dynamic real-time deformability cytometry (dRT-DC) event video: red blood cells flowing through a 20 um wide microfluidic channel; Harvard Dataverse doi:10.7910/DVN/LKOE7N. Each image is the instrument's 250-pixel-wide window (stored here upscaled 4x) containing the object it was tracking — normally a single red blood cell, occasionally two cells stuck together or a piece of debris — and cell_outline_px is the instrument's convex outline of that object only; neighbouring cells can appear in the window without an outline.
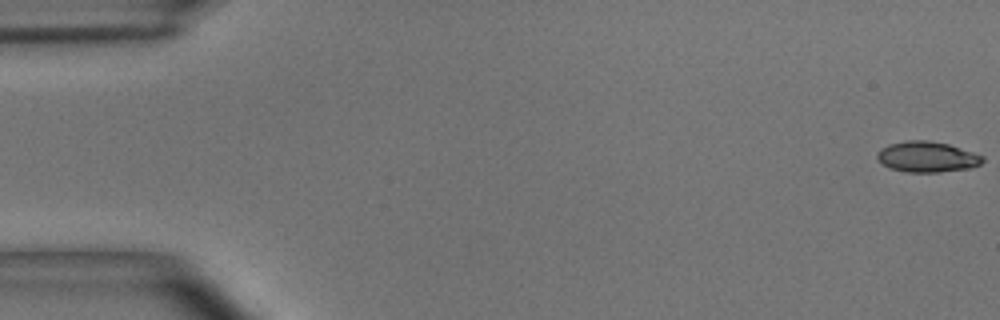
{"species": "common noctule bat (a hibernating species)", "species_latin": "Nyctalus noctula", "temperature_condition": "room temperature", "stored_images_in_passage": 55, "camera_frame_rate_fps": 3000, "um_per_image_px": 0.085, "animal": {"sex": "male", "body_mass_g": 15.6}, "frame": {"image": 1, "passage_image": 1, "time_ms": 0.0, "image_size_px": [1000, 320], "cell_outline_px": [[984, 160], [980, 164], [972, 168], [940, 172], [904, 172], [888, 168], [876, 156], [876, 152], [880, 148], [888, 144], [908, 140], [928, 140], [948, 144], [984, 156]], "centroid_in_image_um": [78.78, 13.33], "position_along_channel_um": 6.2, "area_um2": 18.96}}
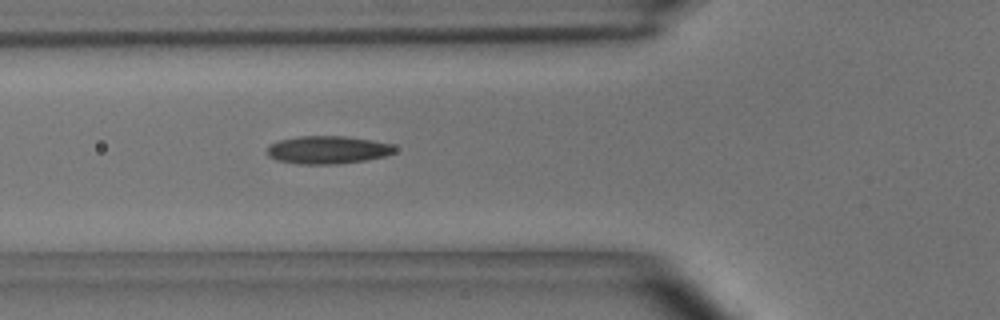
{"frame": {"image": 2, "passage_image": 20, "time_ms": 6.333, "image_size_px": [1000, 320], "cell_outline_px": [[396, 152], [384, 156], [364, 160], [336, 164], [300, 164], [276, 160], [268, 156], [264, 152], [272, 144], [280, 140], [300, 136], [344, 136], [372, 140], [392, 144], [396, 148]], "centroid_in_image_um": [27.85, 12.74], "position_along_channel_um": 98.0, "area_um2": 20.69}}
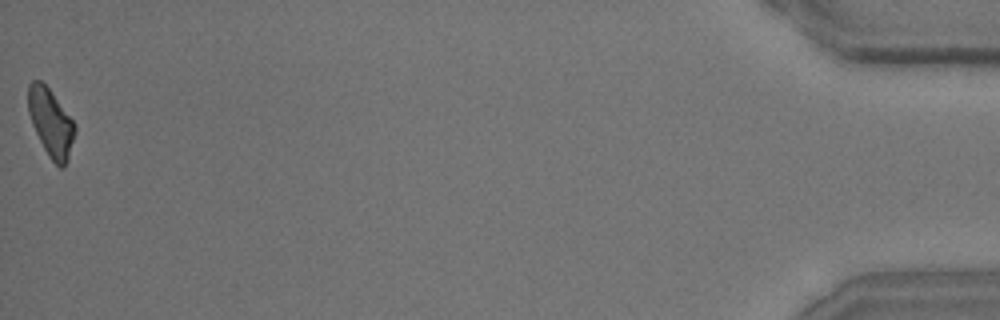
{"frame": {"image": 3, "passage_image": 55, "time_ms": 18.0, "image_size_px": [1000, 320], "cell_outline_px": [[76, 132], [68, 160], [64, 168], [60, 168], [48, 156], [32, 124], [28, 112], [28, 84], [32, 80], [40, 80], [48, 88], [76, 124]], "centroid_in_image_um": [4.33, 10.44], "position_along_channel_um": 430.9, "area_um2": 18.38}, "authors_computed_cell_mechanics": {"area_um2": 19.074, "velocity_mm_per_s": 3.6674, "shape_relaxation_time_tau1_ms": 4.0332, "shape_relaxation_time_tau2_ms": 2.6057, "deformation_change_tau1": 0.1564, "deformation_change_tau2": 0.1028}}